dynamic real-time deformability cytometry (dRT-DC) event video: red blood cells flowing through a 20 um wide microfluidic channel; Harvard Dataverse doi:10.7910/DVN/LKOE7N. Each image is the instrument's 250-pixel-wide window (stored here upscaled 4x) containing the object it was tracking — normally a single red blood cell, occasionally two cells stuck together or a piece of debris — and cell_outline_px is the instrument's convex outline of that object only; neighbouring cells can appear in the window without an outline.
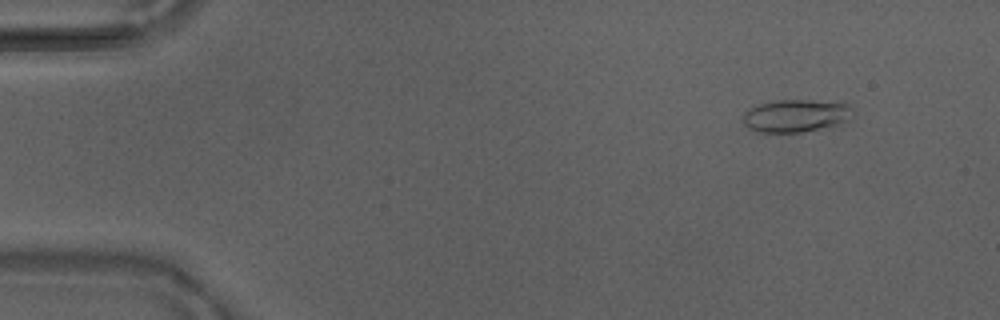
{"species": "Egyptian fruit bat (a non-hibernating species)", "species_latin": "Rousettus aegyptiacus", "temperature_condition": "warm", "stored_images_in_passage": 48, "camera_frame_rate_fps": 3000, "um_per_image_px": 0.085, "animal": {"sex": "male"}, "frame": {"image": 1, "passage_image": 4, "time_ms": 1.0, "image_size_px": [1000, 320], "cell_outline_px": [[852, 120], [832, 128], [800, 132], [760, 132], [744, 124], [744, 112], [760, 104], [776, 100], [844, 100], [852, 108]], "centroid_in_image_um": [67.82, 9.82], "position_along_channel_um": 17.2, "area_um2": 21.5}}
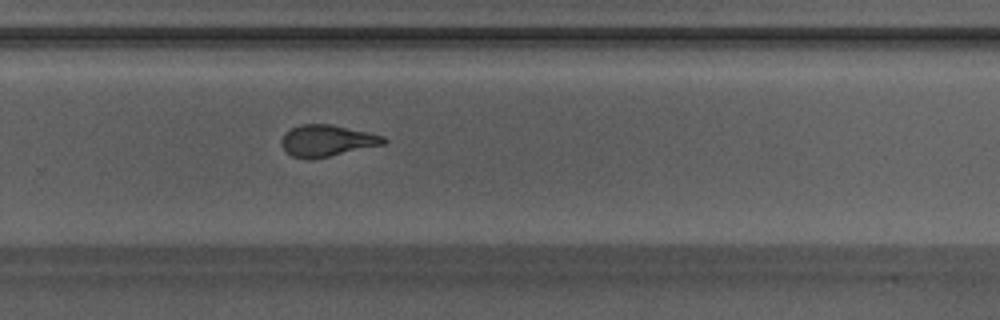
{"frame": {"image": 2, "passage_image": 32, "time_ms": 10.333, "image_size_px": [1000, 320], "cell_outline_px": [[388, 140], [384, 144], [328, 156], [308, 160], [292, 156], [284, 148], [280, 140], [292, 128], [300, 124], [328, 124], [368, 132], [384, 136]], "centroid_in_image_um": [27.8, 11.96], "position_along_channel_um": 302.0, "area_um2": 18.38}}
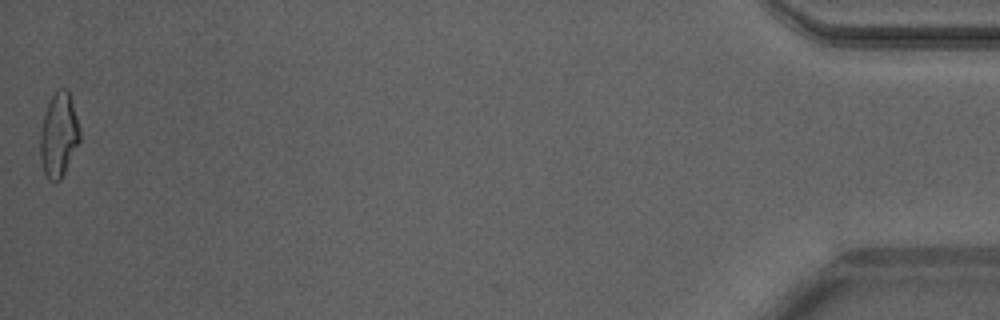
{"frame": {"image": 3, "passage_image": 48, "time_ms": 15.667, "image_size_px": [1000, 320], "cell_outline_px": [[80, 140], [60, 180], [56, 184], [48, 180], [44, 172], [40, 160], [40, 132], [44, 112], [56, 88], [68, 88], [80, 128]], "centroid_in_image_um": [4.98, 11.47], "position_along_channel_um": 430.2, "area_um2": 19.59}, "authors_computed_cell_mechanics": {"area_um2": 19.0451, "velocity_mm_per_s": 4.2207, "shape_relaxation_time_tau1_ms": 5.475, "shape_relaxation_time_tau2_ms": 1.8104, "deformation_change_tau1": 0.2232, "deformation_change_tau2": 0.1029}}